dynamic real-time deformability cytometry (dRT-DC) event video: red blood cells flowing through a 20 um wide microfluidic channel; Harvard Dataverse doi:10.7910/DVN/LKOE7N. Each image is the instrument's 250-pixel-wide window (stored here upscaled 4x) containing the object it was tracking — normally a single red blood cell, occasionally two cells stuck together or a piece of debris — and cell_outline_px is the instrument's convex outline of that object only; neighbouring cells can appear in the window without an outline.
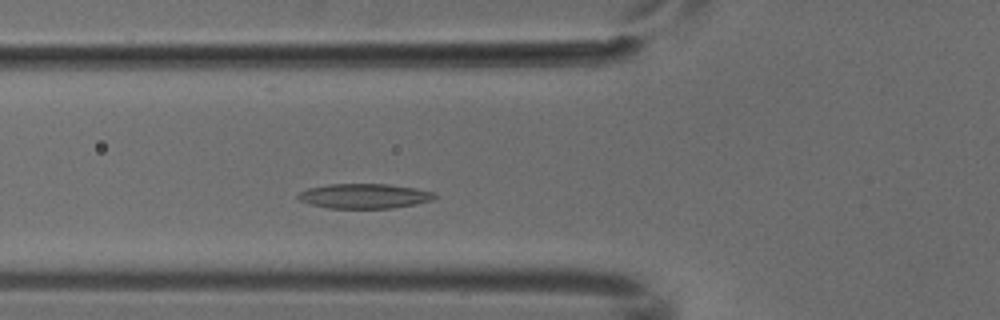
{"species": "common noctule bat (a hibernating species)", "species_latin": "Nyctalus noctula", "temperature_condition": "cold", "stored_images_in_passage": 3, "camera_frame_rate_fps": 3000, "um_per_image_px": 0.085, "animal": {"sex": "male", "body_mass_g": 18.8}, "frame": {"image": 1, "passage_image": 3, "time_ms": 0.667, "image_size_px": [1000, 320], "cell_outline_px": [[436, 196], [432, 200], [416, 204], [392, 208], [328, 208], [308, 204], [300, 200], [296, 196], [300, 192], [308, 188], [328, 184], [388, 184], [416, 188], [436, 192]], "centroid_in_image_um": [30.97, 16.66], "position_along_channel_um": 94.8, "area_um2": 19.83}}